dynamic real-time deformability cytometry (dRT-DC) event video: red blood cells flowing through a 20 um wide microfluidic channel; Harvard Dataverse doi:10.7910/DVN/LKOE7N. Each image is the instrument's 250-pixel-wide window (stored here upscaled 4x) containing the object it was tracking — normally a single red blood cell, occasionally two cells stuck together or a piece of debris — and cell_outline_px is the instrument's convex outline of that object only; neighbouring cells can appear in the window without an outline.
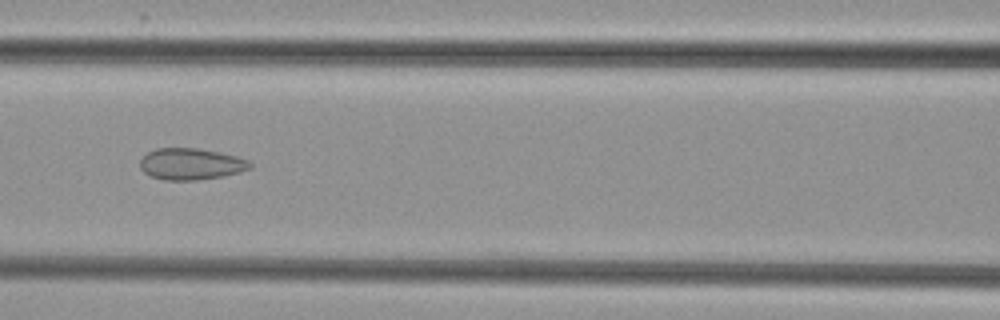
{"species": "common noctule bat (a hibernating species)", "species_latin": "Nyctalus noctula", "temperature_condition": "cold", "stored_images_in_passage": 8, "camera_frame_rate_fps": 3000, "um_per_image_px": 0.085, "animal": {"sex": "female", "body_mass_g": 29.2, "forearm_length_mm": 56.3}, "frame": {"image": 1, "passage_image": 6, "time_ms": 6.667, "image_size_px": [1000, 320], "cell_outline_px": [[252, 168], [240, 172], [224, 176], [196, 180], [164, 180], [152, 176], [144, 172], [140, 168], [140, 160], [148, 152], [156, 148], [196, 148], [220, 152], [236, 156], [248, 160], [252, 164]], "centroid_in_image_um": [16.25, 13.94], "position_along_channel_um": 150.4, "area_um2": 20.23}}
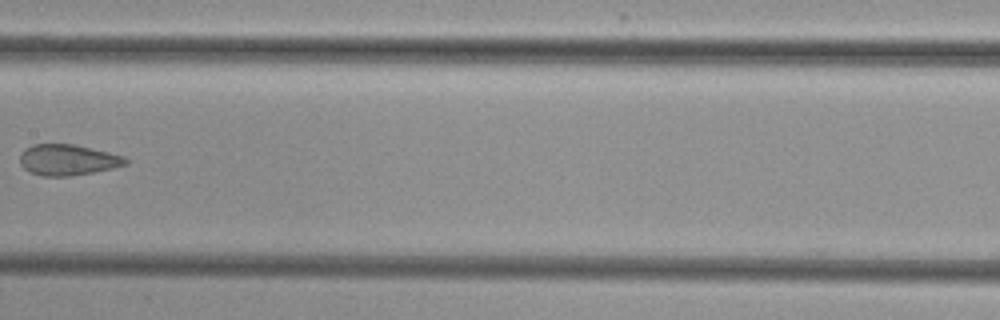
{"frame": {"image": 2, "passage_image": 7, "time_ms": 8.0, "image_size_px": [1000, 320], "cell_outline_px": [[128, 164], [112, 168], [92, 172], [68, 176], [44, 176], [32, 172], [24, 168], [20, 164], [20, 152], [24, 148], [32, 144], [72, 144], [108, 152], [124, 156], [128, 160]], "centroid_in_image_um": [5.74, 13.58], "position_along_channel_um": 201.7, "area_um2": 18.9}}
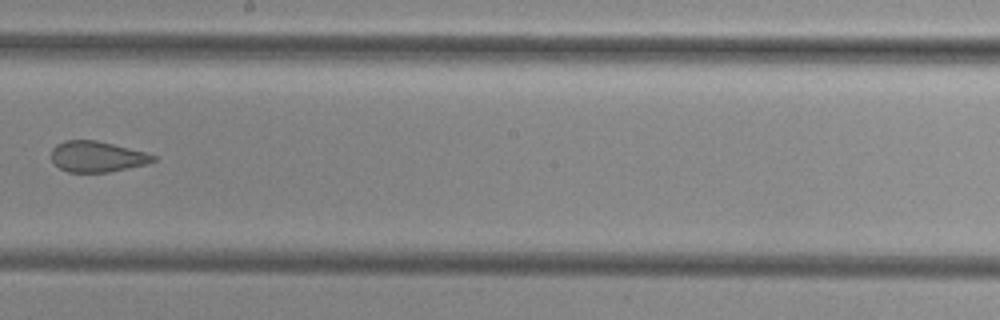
{"frame": {"image": 3, "passage_image": 8, "time_ms": 9.0, "image_size_px": [1000, 320], "cell_outline_px": [[156, 160], [148, 164], [108, 172], [68, 172], [60, 168], [52, 160], [52, 148], [56, 144], [64, 140], [96, 140], [144, 152], [156, 156]], "centroid_in_image_um": [8.24, 13.31], "position_along_channel_um": 240.0, "area_um2": 18.15}}